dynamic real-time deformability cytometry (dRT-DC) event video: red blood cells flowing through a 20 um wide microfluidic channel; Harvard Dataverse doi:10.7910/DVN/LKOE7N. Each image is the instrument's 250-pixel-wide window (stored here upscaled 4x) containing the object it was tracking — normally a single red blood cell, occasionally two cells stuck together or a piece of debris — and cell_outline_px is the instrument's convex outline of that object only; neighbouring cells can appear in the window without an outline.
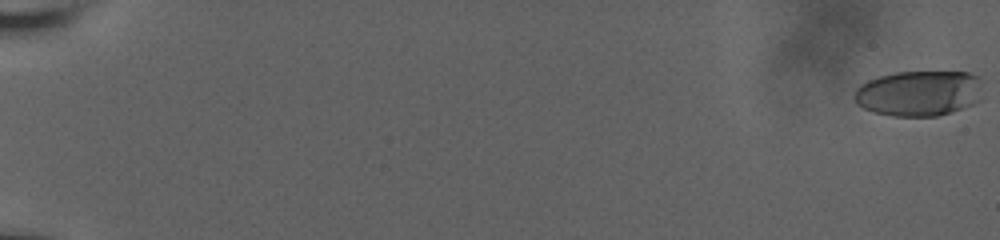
{"species": "human", "species_latin": "Homo sapiens", "temperature_condition": "room temperature", "stored_images_in_passage": 17, "camera_frame_rate_fps": 3000, "um_per_image_px": 0.085, "donor": {"sex": "male"}, "frame": {"image": 1, "passage_image": 1, "time_ms": 0.0, "image_size_px": [1000, 240], "cell_outline_px": [[980, 76], [976, 100], [972, 104], [952, 112], [936, 116], [892, 116], [872, 112], [856, 104], [856, 88], [860, 84], [868, 80], [880, 76], [896, 72], [968, 72]], "centroid_in_image_um": [78.05, 7.93], "position_along_channel_um": 6.9, "area_um2": 33.7}}
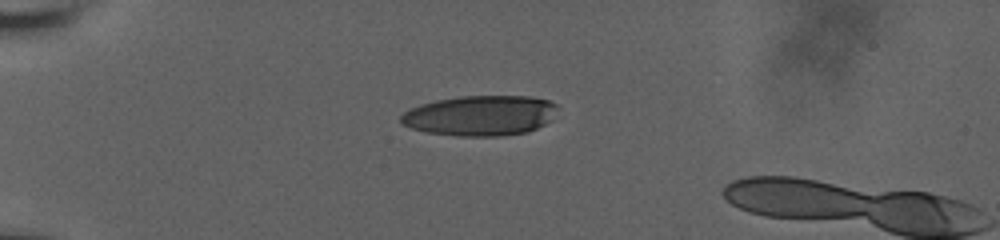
{"frame": {"image": 2, "passage_image": 13, "time_ms": 6.0, "image_size_px": [1000, 240], "cell_outline_px": [[560, 108], [552, 120], [528, 132], [500, 136], [456, 136], [424, 132], [412, 128], [404, 124], [400, 120], [400, 116], [404, 112], [420, 104], [436, 100], [460, 96], [528, 96], [548, 100], [556, 104]], "centroid_in_image_um": [40.86, 9.82], "position_along_channel_um": 44.1, "area_um2": 36.99}}
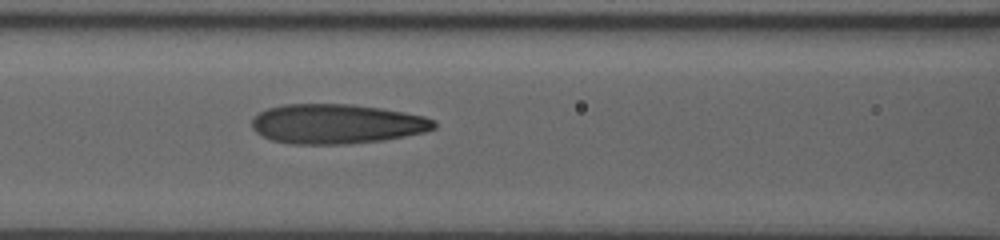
{"frame": {"image": 3, "passage_image": 17, "time_ms": 9.667, "image_size_px": [1000, 240], "cell_outline_px": [[436, 128], [424, 132], [384, 140], [344, 144], [292, 144], [272, 140], [256, 132], [252, 128], [252, 120], [260, 112], [268, 108], [284, 104], [352, 104], [380, 108], [404, 112], [424, 116], [436, 120]], "centroid_in_image_um": [28.64, 10.53], "position_along_channel_um": 138.0, "area_um2": 42.08}}